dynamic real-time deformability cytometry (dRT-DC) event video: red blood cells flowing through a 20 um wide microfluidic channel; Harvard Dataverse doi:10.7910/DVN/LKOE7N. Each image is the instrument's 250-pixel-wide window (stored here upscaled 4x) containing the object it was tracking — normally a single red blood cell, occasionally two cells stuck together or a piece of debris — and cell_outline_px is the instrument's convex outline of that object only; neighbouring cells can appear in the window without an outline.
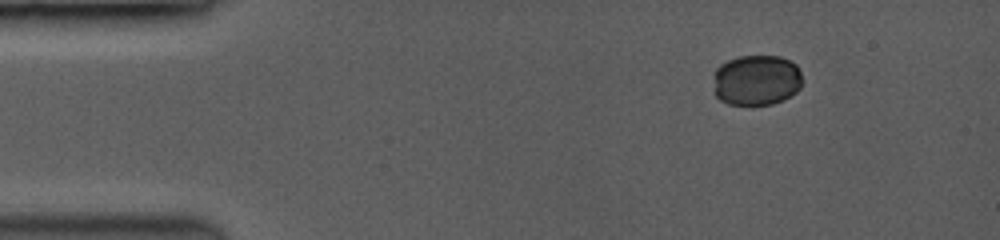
{"species": "common noctule bat (a hibernating species)", "species_latin": "Nyctalus noctula", "temperature_condition": "room temperature", "stored_images_in_passage": 9, "camera_frame_rate_fps": 3500, "um_per_image_px": 0.085, "animal": {"sex": "female", "body_mass_g": 19.0, "forearm_length_mm": 53.3}, "frame": {"image": 1, "passage_image": 1, "time_ms": 0.0, "image_size_px": [1000, 240], "cell_outline_px": [[804, 80], [800, 88], [796, 92], [784, 100], [772, 104], [728, 104], [720, 100], [712, 92], [716, 68], [720, 64], [728, 60], [740, 56], [780, 56], [796, 64]], "centroid_in_image_um": [64.3, 6.81], "position_along_channel_um": 20.7, "area_um2": 26.59}}
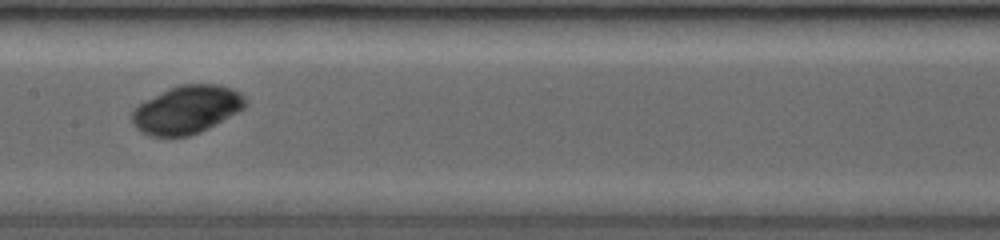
{"frame": {"image": 2, "passage_image": 7, "time_ms": 6.286, "image_size_px": [1000, 240], "cell_outline_px": [[244, 108], [216, 124], [200, 132], [188, 136], [148, 136], [136, 128], [132, 120], [132, 112], [140, 104], [180, 84], [220, 84], [236, 92], [244, 100]], "centroid_in_image_um": [15.85, 9.34], "position_along_channel_um": 191.5, "area_um2": 30.81}}
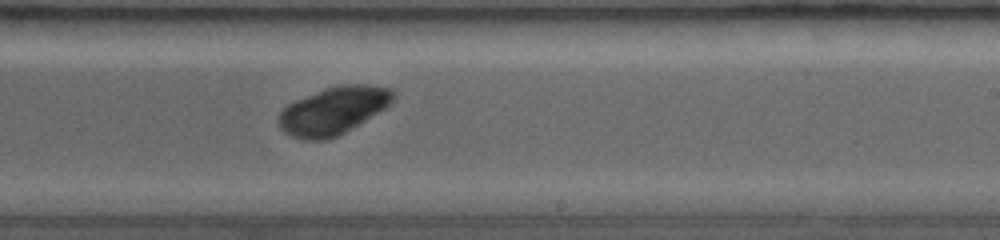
{"frame": {"image": 3, "passage_image": 9, "time_ms": 8.0, "image_size_px": [1000, 240], "cell_outline_px": [[392, 100], [384, 108], [344, 132], [328, 140], [304, 140], [292, 136], [284, 132], [280, 128], [280, 112], [288, 104], [296, 100], [328, 88], [344, 84], [360, 84], [388, 88], [392, 92]], "centroid_in_image_um": [28.28, 9.42], "position_along_channel_um": 260.7, "area_um2": 30.63}}